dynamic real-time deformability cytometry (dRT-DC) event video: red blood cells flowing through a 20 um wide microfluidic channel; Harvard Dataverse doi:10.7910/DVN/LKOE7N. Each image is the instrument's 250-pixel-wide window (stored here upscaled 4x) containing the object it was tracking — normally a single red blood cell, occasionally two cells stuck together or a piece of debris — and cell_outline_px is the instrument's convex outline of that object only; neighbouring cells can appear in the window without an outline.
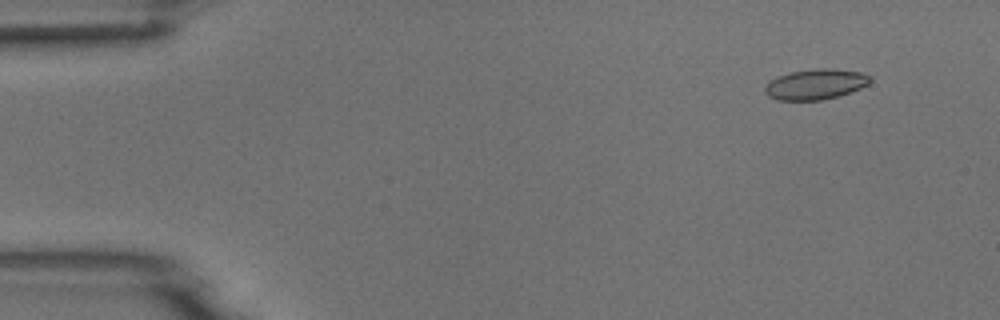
{"species": "common noctule bat (a hibernating species)", "species_latin": "Nyctalus noctula", "temperature_condition": "room temperature", "stored_images_in_passage": 5, "camera_frame_rate_fps": 3000, "um_per_image_px": 0.085, "animal": {"sex": "male", "body_mass_g": 18.8}, "frame": {"image": 1, "passage_image": 2, "time_ms": 1.0, "image_size_px": [1000, 320], "cell_outline_px": [[872, 80], [868, 84], [860, 88], [840, 96], [824, 100], [776, 100], [768, 96], [764, 92], [764, 88], [776, 76], [792, 72], [816, 68], [832, 68], [860, 72], [872, 76]], "centroid_in_image_um": [69.34, 7.16], "position_along_channel_um": 15.7, "area_um2": 18.79}}
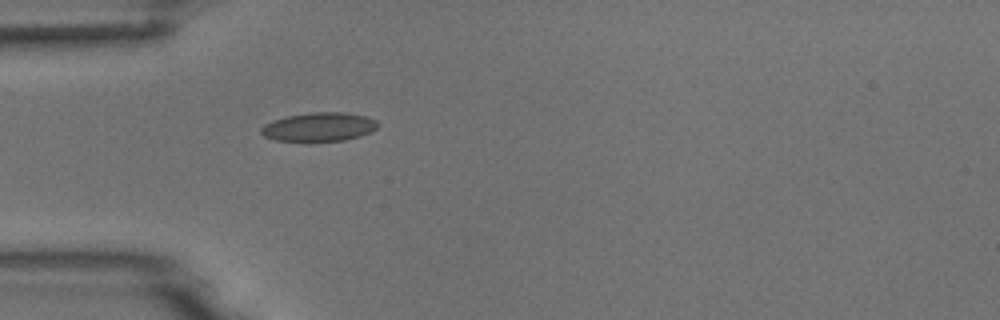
{"frame": {"image": 2, "passage_image": 5, "time_ms": 4.667, "image_size_px": [1000, 320], "cell_outline_px": [[380, 124], [372, 132], [360, 136], [344, 140], [276, 140], [264, 136], [260, 132], [260, 128], [264, 124], [284, 116], [312, 112], [340, 112], [364, 116], [376, 120]], "centroid_in_image_um": [27.12, 10.77], "position_along_channel_um": 57.9, "area_um2": 19.36}}